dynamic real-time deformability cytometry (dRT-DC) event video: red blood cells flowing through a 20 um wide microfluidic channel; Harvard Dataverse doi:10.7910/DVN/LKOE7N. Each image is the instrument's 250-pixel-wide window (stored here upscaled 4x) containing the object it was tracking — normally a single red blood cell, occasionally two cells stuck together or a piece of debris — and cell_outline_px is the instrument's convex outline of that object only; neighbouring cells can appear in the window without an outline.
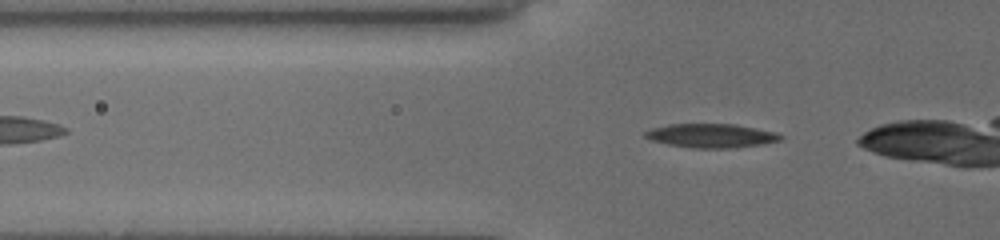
{"species": "common noctule bat (a hibernating species)", "species_latin": "Nyctalus noctula", "temperature_condition": "cold", "stored_images_in_passage": 8, "camera_frame_rate_fps": 3000, "um_per_image_px": 0.085, "animal": {"sex": "female", "body_mass_g": 19.5, "forearm_length_mm": 54.1}, "frame": {"image": 1, "passage_image": 3, "time_ms": 0.667, "image_size_px": [1000, 240], "cell_outline_px": [[784, 136], [780, 140], [760, 144], [728, 148], [696, 148], [668, 144], [652, 140], [644, 136], [644, 132], [652, 128], [672, 124], [736, 124], [776, 132]], "centroid_in_image_um": [60.46, 11.52], "position_along_channel_um": 65.3, "area_um2": 18.61}}